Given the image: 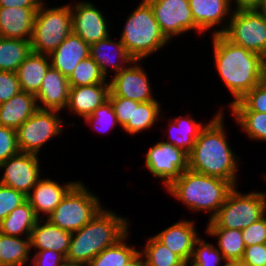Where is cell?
Listing matches in <instances>:
<instances>
[{
    "label": "cell",
    "instance_id": "cell-21",
    "mask_svg": "<svg viewBox=\"0 0 266 266\" xmlns=\"http://www.w3.org/2000/svg\"><path fill=\"white\" fill-rule=\"evenodd\" d=\"M76 183L77 181H70L60 185L49 178L40 179L32 189L33 192L27 195V200L39 219L40 212L48 217Z\"/></svg>",
    "mask_w": 266,
    "mask_h": 266
},
{
    "label": "cell",
    "instance_id": "cell-20",
    "mask_svg": "<svg viewBox=\"0 0 266 266\" xmlns=\"http://www.w3.org/2000/svg\"><path fill=\"white\" fill-rule=\"evenodd\" d=\"M198 232L191 220H182L164 229L154 237L179 255L184 261L191 260Z\"/></svg>",
    "mask_w": 266,
    "mask_h": 266
},
{
    "label": "cell",
    "instance_id": "cell-9",
    "mask_svg": "<svg viewBox=\"0 0 266 266\" xmlns=\"http://www.w3.org/2000/svg\"><path fill=\"white\" fill-rule=\"evenodd\" d=\"M226 24L213 35L223 34L232 43L266 56V19L257 9L233 11Z\"/></svg>",
    "mask_w": 266,
    "mask_h": 266
},
{
    "label": "cell",
    "instance_id": "cell-19",
    "mask_svg": "<svg viewBox=\"0 0 266 266\" xmlns=\"http://www.w3.org/2000/svg\"><path fill=\"white\" fill-rule=\"evenodd\" d=\"M69 90L68 78L50 67L44 76L39 92L35 95L38 109L63 110L67 106Z\"/></svg>",
    "mask_w": 266,
    "mask_h": 266
},
{
    "label": "cell",
    "instance_id": "cell-3",
    "mask_svg": "<svg viewBox=\"0 0 266 266\" xmlns=\"http://www.w3.org/2000/svg\"><path fill=\"white\" fill-rule=\"evenodd\" d=\"M128 227L127 219L101 208L89 223L71 234L66 261L87 266L105 248L123 239L129 233Z\"/></svg>",
    "mask_w": 266,
    "mask_h": 266
},
{
    "label": "cell",
    "instance_id": "cell-26",
    "mask_svg": "<svg viewBox=\"0 0 266 266\" xmlns=\"http://www.w3.org/2000/svg\"><path fill=\"white\" fill-rule=\"evenodd\" d=\"M49 62V55L32 51L16 71L20 89L36 95L47 70L51 67Z\"/></svg>",
    "mask_w": 266,
    "mask_h": 266
},
{
    "label": "cell",
    "instance_id": "cell-52",
    "mask_svg": "<svg viewBox=\"0 0 266 266\" xmlns=\"http://www.w3.org/2000/svg\"><path fill=\"white\" fill-rule=\"evenodd\" d=\"M262 82L266 84V56L263 57Z\"/></svg>",
    "mask_w": 266,
    "mask_h": 266
},
{
    "label": "cell",
    "instance_id": "cell-44",
    "mask_svg": "<svg viewBox=\"0 0 266 266\" xmlns=\"http://www.w3.org/2000/svg\"><path fill=\"white\" fill-rule=\"evenodd\" d=\"M20 91L17 74L10 71H0V104L10 100Z\"/></svg>",
    "mask_w": 266,
    "mask_h": 266
},
{
    "label": "cell",
    "instance_id": "cell-10",
    "mask_svg": "<svg viewBox=\"0 0 266 266\" xmlns=\"http://www.w3.org/2000/svg\"><path fill=\"white\" fill-rule=\"evenodd\" d=\"M58 113V110L38 109L16 129L20 152L38 155L45 143L63 131Z\"/></svg>",
    "mask_w": 266,
    "mask_h": 266
},
{
    "label": "cell",
    "instance_id": "cell-5",
    "mask_svg": "<svg viewBox=\"0 0 266 266\" xmlns=\"http://www.w3.org/2000/svg\"><path fill=\"white\" fill-rule=\"evenodd\" d=\"M120 40L129 55L134 60L140 61L169 43L160 30L152 7L146 0H142L128 16Z\"/></svg>",
    "mask_w": 266,
    "mask_h": 266
},
{
    "label": "cell",
    "instance_id": "cell-36",
    "mask_svg": "<svg viewBox=\"0 0 266 266\" xmlns=\"http://www.w3.org/2000/svg\"><path fill=\"white\" fill-rule=\"evenodd\" d=\"M235 121L248 137L266 142V113L254 111H231Z\"/></svg>",
    "mask_w": 266,
    "mask_h": 266
},
{
    "label": "cell",
    "instance_id": "cell-50",
    "mask_svg": "<svg viewBox=\"0 0 266 266\" xmlns=\"http://www.w3.org/2000/svg\"><path fill=\"white\" fill-rule=\"evenodd\" d=\"M223 266H247L242 260L225 261Z\"/></svg>",
    "mask_w": 266,
    "mask_h": 266
},
{
    "label": "cell",
    "instance_id": "cell-16",
    "mask_svg": "<svg viewBox=\"0 0 266 266\" xmlns=\"http://www.w3.org/2000/svg\"><path fill=\"white\" fill-rule=\"evenodd\" d=\"M39 7H0V37L30 40Z\"/></svg>",
    "mask_w": 266,
    "mask_h": 266
},
{
    "label": "cell",
    "instance_id": "cell-49",
    "mask_svg": "<svg viewBox=\"0 0 266 266\" xmlns=\"http://www.w3.org/2000/svg\"><path fill=\"white\" fill-rule=\"evenodd\" d=\"M144 257L141 254L140 250L130 259L128 260L123 266H146Z\"/></svg>",
    "mask_w": 266,
    "mask_h": 266
},
{
    "label": "cell",
    "instance_id": "cell-6",
    "mask_svg": "<svg viewBox=\"0 0 266 266\" xmlns=\"http://www.w3.org/2000/svg\"><path fill=\"white\" fill-rule=\"evenodd\" d=\"M234 187L207 228L245 229L266 214V193L242 194Z\"/></svg>",
    "mask_w": 266,
    "mask_h": 266
},
{
    "label": "cell",
    "instance_id": "cell-42",
    "mask_svg": "<svg viewBox=\"0 0 266 266\" xmlns=\"http://www.w3.org/2000/svg\"><path fill=\"white\" fill-rule=\"evenodd\" d=\"M19 152L16 130L0 125V163Z\"/></svg>",
    "mask_w": 266,
    "mask_h": 266
},
{
    "label": "cell",
    "instance_id": "cell-25",
    "mask_svg": "<svg viewBox=\"0 0 266 266\" xmlns=\"http://www.w3.org/2000/svg\"><path fill=\"white\" fill-rule=\"evenodd\" d=\"M192 17L199 31L217 26L233 13L230 0H189ZM231 10V11H230Z\"/></svg>",
    "mask_w": 266,
    "mask_h": 266
},
{
    "label": "cell",
    "instance_id": "cell-15",
    "mask_svg": "<svg viewBox=\"0 0 266 266\" xmlns=\"http://www.w3.org/2000/svg\"><path fill=\"white\" fill-rule=\"evenodd\" d=\"M70 5L72 17V32L92 45L107 38L109 29L102 11L98 10L90 1Z\"/></svg>",
    "mask_w": 266,
    "mask_h": 266
},
{
    "label": "cell",
    "instance_id": "cell-37",
    "mask_svg": "<svg viewBox=\"0 0 266 266\" xmlns=\"http://www.w3.org/2000/svg\"><path fill=\"white\" fill-rule=\"evenodd\" d=\"M231 111H254L266 113V84L260 82L240 100L230 105Z\"/></svg>",
    "mask_w": 266,
    "mask_h": 266
},
{
    "label": "cell",
    "instance_id": "cell-43",
    "mask_svg": "<svg viewBox=\"0 0 266 266\" xmlns=\"http://www.w3.org/2000/svg\"><path fill=\"white\" fill-rule=\"evenodd\" d=\"M242 237L246 247L266 243V215L242 229Z\"/></svg>",
    "mask_w": 266,
    "mask_h": 266
},
{
    "label": "cell",
    "instance_id": "cell-27",
    "mask_svg": "<svg viewBox=\"0 0 266 266\" xmlns=\"http://www.w3.org/2000/svg\"><path fill=\"white\" fill-rule=\"evenodd\" d=\"M39 218L30 202L26 200L0 222V233L7 236L30 237Z\"/></svg>",
    "mask_w": 266,
    "mask_h": 266
},
{
    "label": "cell",
    "instance_id": "cell-24",
    "mask_svg": "<svg viewBox=\"0 0 266 266\" xmlns=\"http://www.w3.org/2000/svg\"><path fill=\"white\" fill-rule=\"evenodd\" d=\"M37 110L35 95L21 90L10 100L0 104V125L16 130Z\"/></svg>",
    "mask_w": 266,
    "mask_h": 266
},
{
    "label": "cell",
    "instance_id": "cell-30",
    "mask_svg": "<svg viewBox=\"0 0 266 266\" xmlns=\"http://www.w3.org/2000/svg\"><path fill=\"white\" fill-rule=\"evenodd\" d=\"M31 52L30 40L0 37V71L16 73Z\"/></svg>",
    "mask_w": 266,
    "mask_h": 266
},
{
    "label": "cell",
    "instance_id": "cell-35",
    "mask_svg": "<svg viewBox=\"0 0 266 266\" xmlns=\"http://www.w3.org/2000/svg\"><path fill=\"white\" fill-rule=\"evenodd\" d=\"M160 104L157 100L140 103L133 100L132 135L151 128L160 117Z\"/></svg>",
    "mask_w": 266,
    "mask_h": 266
},
{
    "label": "cell",
    "instance_id": "cell-22",
    "mask_svg": "<svg viewBox=\"0 0 266 266\" xmlns=\"http://www.w3.org/2000/svg\"><path fill=\"white\" fill-rule=\"evenodd\" d=\"M111 50L113 51L112 54L116 55L115 58H113L111 53L109 54ZM107 52L108 54H106ZM90 56L98 64L101 73L106 79L108 77L107 74L109 73V67H112L113 71H116L115 74H117L120 70L125 68L126 65L130 64L134 60L125 49L122 41H113L110 36L90 45Z\"/></svg>",
    "mask_w": 266,
    "mask_h": 266
},
{
    "label": "cell",
    "instance_id": "cell-54",
    "mask_svg": "<svg viewBox=\"0 0 266 266\" xmlns=\"http://www.w3.org/2000/svg\"><path fill=\"white\" fill-rule=\"evenodd\" d=\"M60 266H78V265H75V264H72V263L66 261Z\"/></svg>",
    "mask_w": 266,
    "mask_h": 266
},
{
    "label": "cell",
    "instance_id": "cell-41",
    "mask_svg": "<svg viewBox=\"0 0 266 266\" xmlns=\"http://www.w3.org/2000/svg\"><path fill=\"white\" fill-rule=\"evenodd\" d=\"M26 200L27 196L21 191L0 184V222Z\"/></svg>",
    "mask_w": 266,
    "mask_h": 266
},
{
    "label": "cell",
    "instance_id": "cell-23",
    "mask_svg": "<svg viewBox=\"0 0 266 266\" xmlns=\"http://www.w3.org/2000/svg\"><path fill=\"white\" fill-rule=\"evenodd\" d=\"M42 220L44 219H39L31 231V248L35 247L37 251L54 250L66 257L72 233L62 230L47 219L42 224Z\"/></svg>",
    "mask_w": 266,
    "mask_h": 266
},
{
    "label": "cell",
    "instance_id": "cell-39",
    "mask_svg": "<svg viewBox=\"0 0 266 266\" xmlns=\"http://www.w3.org/2000/svg\"><path fill=\"white\" fill-rule=\"evenodd\" d=\"M84 120L90 126L92 125L95 127L94 129L98 130V132H102L103 130L106 132L107 129H113L116 124H119L109 100L96 108L94 112L90 116H87ZM102 133H104V131Z\"/></svg>",
    "mask_w": 266,
    "mask_h": 266
},
{
    "label": "cell",
    "instance_id": "cell-33",
    "mask_svg": "<svg viewBox=\"0 0 266 266\" xmlns=\"http://www.w3.org/2000/svg\"><path fill=\"white\" fill-rule=\"evenodd\" d=\"M127 238L128 234L117 244L105 248L87 266H123L138 252L134 247L132 248L124 242Z\"/></svg>",
    "mask_w": 266,
    "mask_h": 266
},
{
    "label": "cell",
    "instance_id": "cell-31",
    "mask_svg": "<svg viewBox=\"0 0 266 266\" xmlns=\"http://www.w3.org/2000/svg\"><path fill=\"white\" fill-rule=\"evenodd\" d=\"M208 235L218 237V250L223 254L225 261L242 260L245 243L242 230L227 228H206Z\"/></svg>",
    "mask_w": 266,
    "mask_h": 266
},
{
    "label": "cell",
    "instance_id": "cell-48",
    "mask_svg": "<svg viewBox=\"0 0 266 266\" xmlns=\"http://www.w3.org/2000/svg\"><path fill=\"white\" fill-rule=\"evenodd\" d=\"M236 3L234 11L258 9L263 0H233ZM232 2V0H230Z\"/></svg>",
    "mask_w": 266,
    "mask_h": 266
},
{
    "label": "cell",
    "instance_id": "cell-13",
    "mask_svg": "<svg viewBox=\"0 0 266 266\" xmlns=\"http://www.w3.org/2000/svg\"><path fill=\"white\" fill-rule=\"evenodd\" d=\"M39 165L38 155L19 152L0 163V169H5L0 184L21 191L27 196L41 178Z\"/></svg>",
    "mask_w": 266,
    "mask_h": 266
},
{
    "label": "cell",
    "instance_id": "cell-8",
    "mask_svg": "<svg viewBox=\"0 0 266 266\" xmlns=\"http://www.w3.org/2000/svg\"><path fill=\"white\" fill-rule=\"evenodd\" d=\"M89 191L85 185L77 182L47 220L70 233L80 230L102 208L99 198Z\"/></svg>",
    "mask_w": 266,
    "mask_h": 266
},
{
    "label": "cell",
    "instance_id": "cell-38",
    "mask_svg": "<svg viewBox=\"0 0 266 266\" xmlns=\"http://www.w3.org/2000/svg\"><path fill=\"white\" fill-rule=\"evenodd\" d=\"M224 261L223 254L216 245L209 244L200 237L196 240L191 261L199 266H218Z\"/></svg>",
    "mask_w": 266,
    "mask_h": 266
},
{
    "label": "cell",
    "instance_id": "cell-40",
    "mask_svg": "<svg viewBox=\"0 0 266 266\" xmlns=\"http://www.w3.org/2000/svg\"><path fill=\"white\" fill-rule=\"evenodd\" d=\"M108 100L112 104L116 118L122 130L132 134L133 100L117 97L109 93Z\"/></svg>",
    "mask_w": 266,
    "mask_h": 266
},
{
    "label": "cell",
    "instance_id": "cell-51",
    "mask_svg": "<svg viewBox=\"0 0 266 266\" xmlns=\"http://www.w3.org/2000/svg\"><path fill=\"white\" fill-rule=\"evenodd\" d=\"M261 14L262 16L266 19V0H263L262 1V4L261 6L257 9Z\"/></svg>",
    "mask_w": 266,
    "mask_h": 266
},
{
    "label": "cell",
    "instance_id": "cell-45",
    "mask_svg": "<svg viewBox=\"0 0 266 266\" xmlns=\"http://www.w3.org/2000/svg\"><path fill=\"white\" fill-rule=\"evenodd\" d=\"M242 261L247 266H266V243L247 246Z\"/></svg>",
    "mask_w": 266,
    "mask_h": 266
},
{
    "label": "cell",
    "instance_id": "cell-11",
    "mask_svg": "<svg viewBox=\"0 0 266 266\" xmlns=\"http://www.w3.org/2000/svg\"><path fill=\"white\" fill-rule=\"evenodd\" d=\"M145 158L146 168L162 179L165 189L188 169V154L166 141L151 146Z\"/></svg>",
    "mask_w": 266,
    "mask_h": 266
},
{
    "label": "cell",
    "instance_id": "cell-2",
    "mask_svg": "<svg viewBox=\"0 0 266 266\" xmlns=\"http://www.w3.org/2000/svg\"><path fill=\"white\" fill-rule=\"evenodd\" d=\"M212 37L214 65L234 98L231 105L262 81L263 57L232 43L223 34Z\"/></svg>",
    "mask_w": 266,
    "mask_h": 266
},
{
    "label": "cell",
    "instance_id": "cell-53",
    "mask_svg": "<svg viewBox=\"0 0 266 266\" xmlns=\"http://www.w3.org/2000/svg\"><path fill=\"white\" fill-rule=\"evenodd\" d=\"M188 265L199 266V265L195 264L194 262H192L191 260L185 261L183 266H188Z\"/></svg>",
    "mask_w": 266,
    "mask_h": 266
},
{
    "label": "cell",
    "instance_id": "cell-34",
    "mask_svg": "<svg viewBox=\"0 0 266 266\" xmlns=\"http://www.w3.org/2000/svg\"><path fill=\"white\" fill-rule=\"evenodd\" d=\"M68 80L70 87L109 83L91 56L78 63Z\"/></svg>",
    "mask_w": 266,
    "mask_h": 266
},
{
    "label": "cell",
    "instance_id": "cell-17",
    "mask_svg": "<svg viewBox=\"0 0 266 266\" xmlns=\"http://www.w3.org/2000/svg\"><path fill=\"white\" fill-rule=\"evenodd\" d=\"M89 56L90 45L73 32L49 54L51 67L67 78L78 63Z\"/></svg>",
    "mask_w": 266,
    "mask_h": 266
},
{
    "label": "cell",
    "instance_id": "cell-46",
    "mask_svg": "<svg viewBox=\"0 0 266 266\" xmlns=\"http://www.w3.org/2000/svg\"><path fill=\"white\" fill-rule=\"evenodd\" d=\"M31 260L33 266H60L66 262V258L54 250L37 251Z\"/></svg>",
    "mask_w": 266,
    "mask_h": 266
},
{
    "label": "cell",
    "instance_id": "cell-47",
    "mask_svg": "<svg viewBox=\"0 0 266 266\" xmlns=\"http://www.w3.org/2000/svg\"><path fill=\"white\" fill-rule=\"evenodd\" d=\"M44 0H0V7H40Z\"/></svg>",
    "mask_w": 266,
    "mask_h": 266
},
{
    "label": "cell",
    "instance_id": "cell-4",
    "mask_svg": "<svg viewBox=\"0 0 266 266\" xmlns=\"http://www.w3.org/2000/svg\"><path fill=\"white\" fill-rule=\"evenodd\" d=\"M233 188L229 181L187 169L166 190L190 210L209 212L211 220Z\"/></svg>",
    "mask_w": 266,
    "mask_h": 266
},
{
    "label": "cell",
    "instance_id": "cell-29",
    "mask_svg": "<svg viewBox=\"0 0 266 266\" xmlns=\"http://www.w3.org/2000/svg\"><path fill=\"white\" fill-rule=\"evenodd\" d=\"M7 236L0 233V263L2 266H24L28 263L30 237Z\"/></svg>",
    "mask_w": 266,
    "mask_h": 266
},
{
    "label": "cell",
    "instance_id": "cell-12",
    "mask_svg": "<svg viewBox=\"0 0 266 266\" xmlns=\"http://www.w3.org/2000/svg\"><path fill=\"white\" fill-rule=\"evenodd\" d=\"M153 9L156 21L159 24L161 32L170 41L190 30H198L195 24L189 0H146Z\"/></svg>",
    "mask_w": 266,
    "mask_h": 266
},
{
    "label": "cell",
    "instance_id": "cell-32",
    "mask_svg": "<svg viewBox=\"0 0 266 266\" xmlns=\"http://www.w3.org/2000/svg\"><path fill=\"white\" fill-rule=\"evenodd\" d=\"M140 252L145 258L146 266H183L185 262L154 236L148 239L144 250Z\"/></svg>",
    "mask_w": 266,
    "mask_h": 266
},
{
    "label": "cell",
    "instance_id": "cell-14",
    "mask_svg": "<svg viewBox=\"0 0 266 266\" xmlns=\"http://www.w3.org/2000/svg\"><path fill=\"white\" fill-rule=\"evenodd\" d=\"M139 62L133 60L129 66L112 76L109 82L111 94L140 103L156 100L151 93L150 80Z\"/></svg>",
    "mask_w": 266,
    "mask_h": 266
},
{
    "label": "cell",
    "instance_id": "cell-7",
    "mask_svg": "<svg viewBox=\"0 0 266 266\" xmlns=\"http://www.w3.org/2000/svg\"><path fill=\"white\" fill-rule=\"evenodd\" d=\"M72 32L70 4L45 8L42 3L36 11L32 36L33 52L49 55Z\"/></svg>",
    "mask_w": 266,
    "mask_h": 266
},
{
    "label": "cell",
    "instance_id": "cell-1",
    "mask_svg": "<svg viewBox=\"0 0 266 266\" xmlns=\"http://www.w3.org/2000/svg\"><path fill=\"white\" fill-rule=\"evenodd\" d=\"M219 110L206 123L188 154V169L229 181L237 187L239 157L231 151L224 130V113Z\"/></svg>",
    "mask_w": 266,
    "mask_h": 266
},
{
    "label": "cell",
    "instance_id": "cell-18",
    "mask_svg": "<svg viewBox=\"0 0 266 266\" xmlns=\"http://www.w3.org/2000/svg\"><path fill=\"white\" fill-rule=\"evenodd\" d=\"M109 83L70 87L66 109L85 119L108 101Z\"/></svg>",
    "mask_w": 266,
    "mask_h": 266
},
{
    "label": "cell",
    "instance_id": "cell-28",
    "mask_svg": "<svg viewBox=\"0 0 266 266\" xmlns=\"http://www.w3.org/2000/svg\"><path fill=\"white\" fill-rule=\"evenodd\" d=\"M168 126V133H170L168 139L170 140L167 143L189 154L206 124L203 125L201 122L192 119V117L186 116L184 118L179 116L172 120Z\"/></svg>",
    "mask_w": 266,
    "mask_h": 266
}]
</instances>
